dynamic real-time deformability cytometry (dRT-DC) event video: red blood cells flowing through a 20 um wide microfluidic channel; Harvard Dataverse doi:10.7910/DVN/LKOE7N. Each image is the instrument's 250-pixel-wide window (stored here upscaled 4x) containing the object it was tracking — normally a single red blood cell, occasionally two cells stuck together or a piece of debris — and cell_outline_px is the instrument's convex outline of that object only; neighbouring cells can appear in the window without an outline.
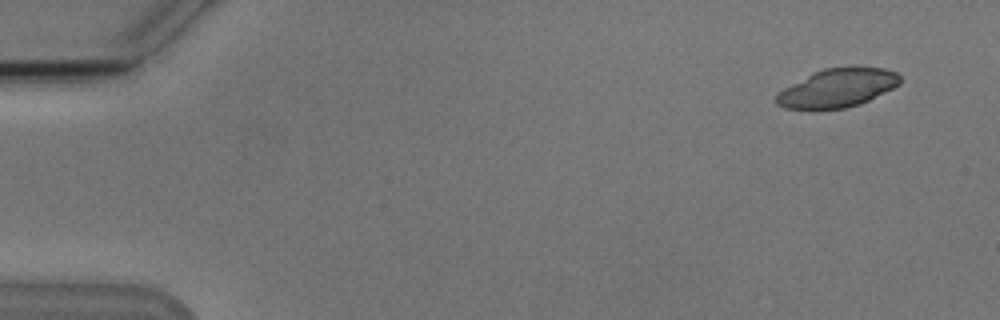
{"species": "Egyptian fruit bat (a non-hibernating species)", "species_latin": "Rousettus aegyptiacus", "temperature_condition": "cold", "stored_images_in_passage": 4, "camera_frame_rate_fps": 3000, "um_per_image_px": 0.085, "animal": {"sex": "male"}, "frame": {"image": 1, "passage_image": 1, "time_ms": 0.0, "image_size_px": [1000, 320], "cell_outline_px": [[900, 84], [868, 100], [844, 108], [816, 112], [812, 112], [784, 108], [776, 104], [776, 96], [784, 88], [812, 72], [824, 68], [856, 64], [884, 68], [896, 72], [900, 76]], "centroid_in_image_um": [71.15, 7.47], "position_along_channel_um": 13.8, "area_um2": 28.78}}